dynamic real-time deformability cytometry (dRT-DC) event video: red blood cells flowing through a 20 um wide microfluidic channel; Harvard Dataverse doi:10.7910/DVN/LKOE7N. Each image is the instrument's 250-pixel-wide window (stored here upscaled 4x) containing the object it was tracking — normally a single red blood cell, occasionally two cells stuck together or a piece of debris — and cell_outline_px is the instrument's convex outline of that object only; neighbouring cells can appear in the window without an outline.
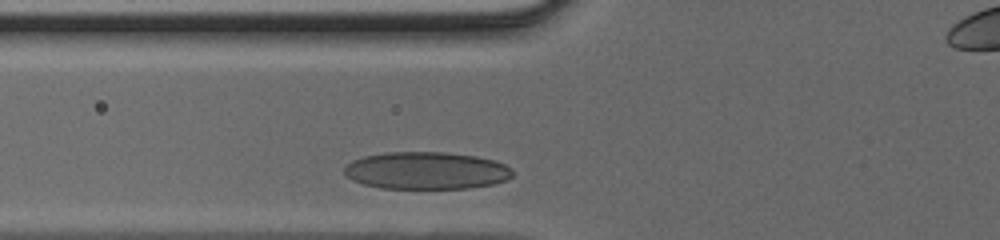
{"species": "human", "species_latin": "Homo sapiens", "temperature_condition": "cold", "stored_images_in_passage": 22, "camera_frame_rate_fps": 3000, "um_per_image_px": 0.085, "donor": {"sex": "male"}, "frame": {"image": 1, "passage_image": 2, "time_ms": 0.333, "image_size_px": [1000, 240], "cell_outline_px": [[512, 176], [504, 180], [492, 184], [468, 188], [380, 188], [364, 184], [352, 180], [344, 172], [344, 168], [352, 160], [364, 156], [388, 152], [444, 152], [476, 156], [492, 160], [504, 164], [512, 168]], "centroid_in_image_um": [36.22, 14.49], "position_along_channel_um": 89.6, "area_um2": 36.41}}
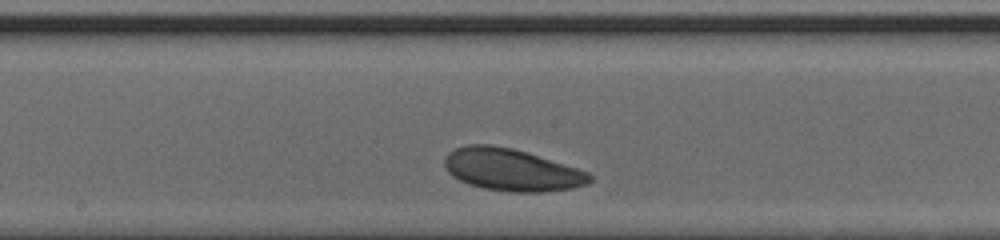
{"frame": {"image": 2, "passage_image": 10, "time_ms": 3.0, "image_size_px": [1000, 240], "cell_outline_px": [[592, 180], [588, 184], [572, 188], [544, 192], [512, 192], [484, 188], [468, 184], [452, 176], [448, 172], [444, 164], [444, 156], [448, 152], [456, 148], [468, 144], [492, 144], [512, 148], [576, 168], [588, 172], [592, 176]], "centroid_in_image_um": [43.45, 14.43], "position_along_channel_um": 204.8, "area_um2": 35.55}}
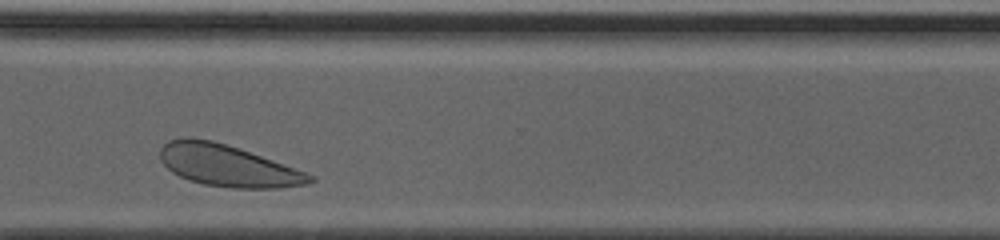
{"frame": {"image": 3, "passage_image": 20, "time_ms": 6.333, "image_size_px": [1000, 240], "cell_outline_px": [[316, 180], [308, 184], [280, 188], [232, 188], [204, 184], [188, 180], [172, 172], [160, 160], [160, 148], [168, 140], [184, 136], [188, 136], [212, 140], [272, 160], [316, 176]], "centroid_in_image_um": [19.32, 14.08], "position_along_channel_um": 351.3, "area_um2": 36.18}}